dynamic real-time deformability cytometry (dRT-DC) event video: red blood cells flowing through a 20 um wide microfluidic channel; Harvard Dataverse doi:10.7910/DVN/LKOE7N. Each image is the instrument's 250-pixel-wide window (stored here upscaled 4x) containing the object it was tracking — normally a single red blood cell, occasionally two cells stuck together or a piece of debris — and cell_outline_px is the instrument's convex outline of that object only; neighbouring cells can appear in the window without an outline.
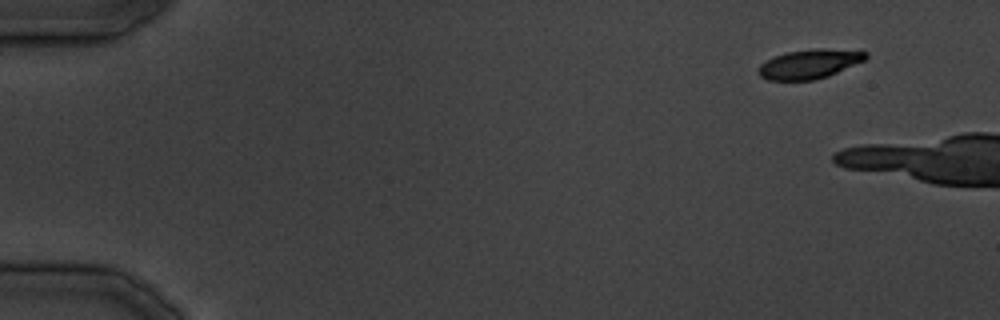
{"species": "common noctule bat (a hibernating species)", "species_latin": "Nyctalus noctula", "temperature_condition": "cold", "stored_images_in_passage": 6, "camera_frame_rate_fps": 3000, "um_per_image_px": 0.085, "animal": {"sex": "male", "body_mass_g": 19.5, "forearm_length_mm": 54.6}, "frame": {"image": 1, "passage_image": 1, "time_ms": 0.0, "image_size_px": [1000, 320], "cell_outline_px": [[868, 56], [864, 60], [828, 76], [812, 80], [768, 80], [760, 76], [760, 64], [776, 56], [788, 52], [816, 48], [824, 48], [868, 52]], "centroid_in_image_um": [68.82, 5.43], "position_along_channel_um": 16.2, "area_um2": 17.92}}